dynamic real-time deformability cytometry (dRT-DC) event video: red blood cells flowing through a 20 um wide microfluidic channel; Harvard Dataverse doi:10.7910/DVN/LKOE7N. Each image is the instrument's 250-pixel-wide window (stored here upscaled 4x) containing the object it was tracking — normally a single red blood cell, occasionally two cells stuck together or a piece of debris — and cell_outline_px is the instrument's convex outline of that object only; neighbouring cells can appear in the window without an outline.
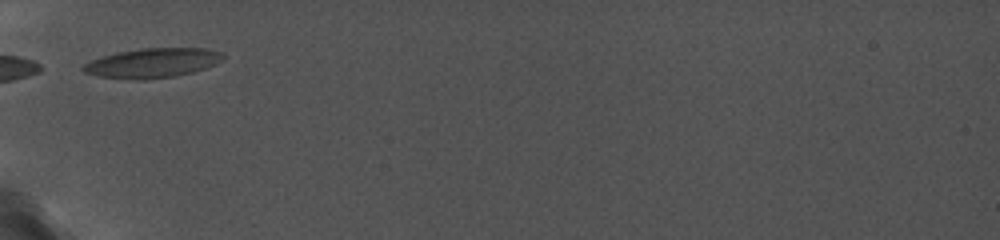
{"species": "common noctule bat (a hibernating species)", "species_latin": "Nyctalus noctula", "temperature_condition": "cold", "stored_images_in_passage": 6, "camera_frame_rate_fps": 5000, "um_per_image_px": 0.085, "animal": {"sex": "female", "body_mass_g": 19.0, "forearm_length_mm": 56.7}, "frame": {"image": 1, "passage_image": 1, "time_ms": 0.0, "image_size_px": [1000, 240], "cell_outline_px": [[224, 60], [216, 64], [192, 72], [176, 76], [144, 80], [132, 80], [96, 76], [84, 72], [80, 68], [84, 64], [92, 60], [116, 52], [140, 48], [208, 48], [220, 52], [224, 56]], "centroid_in_image_um": [12.95, 5.36], "position_along_channel_um": 72.0, "area_um2": 24.28}}
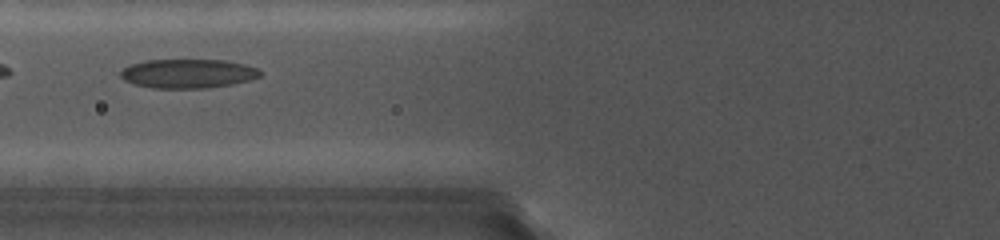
{"frame": {"image": 2, "passage_image": 2, "time_ms": 1.2, "image_size_px": [1000, 240], "cell_outline_px": [[264, 72], [260, 76], [248, 80], [232, 84], [208, 88], [152, 88], [132, 84], [124, 80], [120, 76], [120, 68], [128, 64], [144, 60], [224, 60], [244, 64], [260, 68]], "centroid_in_image_um": [15.94, 6.25], "position_along_channel_um": 109.9, "area_um2": 24.04}}